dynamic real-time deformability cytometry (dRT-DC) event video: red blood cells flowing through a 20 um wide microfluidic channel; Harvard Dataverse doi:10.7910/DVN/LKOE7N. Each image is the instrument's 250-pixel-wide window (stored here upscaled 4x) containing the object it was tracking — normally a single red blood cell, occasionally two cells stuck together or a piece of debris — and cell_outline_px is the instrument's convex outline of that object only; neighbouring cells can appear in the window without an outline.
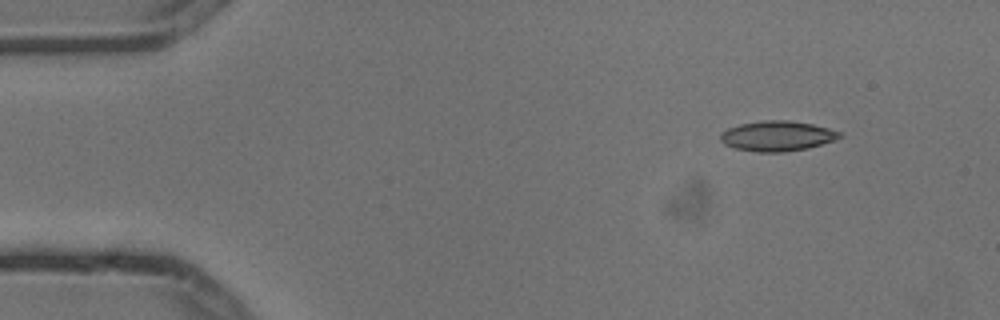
{"species": "common noctule bat (a hibernating species)", "species_latin": "Nyctalus noctula", "temperature_condition": "cold", "stored_images_in_passage": 9, "camera_frame_rate_fps": 3000, "um_per_image_px": 0.085, "animal": {"sex": "male", "body_mass_g": 13.3}, "frame": {"image": 1, "passage_image": 1, "time_ms": 0.0, "image_size_px": [1000, 320], "cell_outline_px": [[844, 136], [808, 148], [784, 152], [756, 152], [736, 148], [724, 144], [720, 140], [720, 132], [728, 128], [740, 124], [764, 120], [788, 120], [812, 124], [828, 128], [840, 132]], "centroid_in_image_um": [66.03, 11.56], "position_along_channel_um": 19.0, "area_um2": 20.87}}
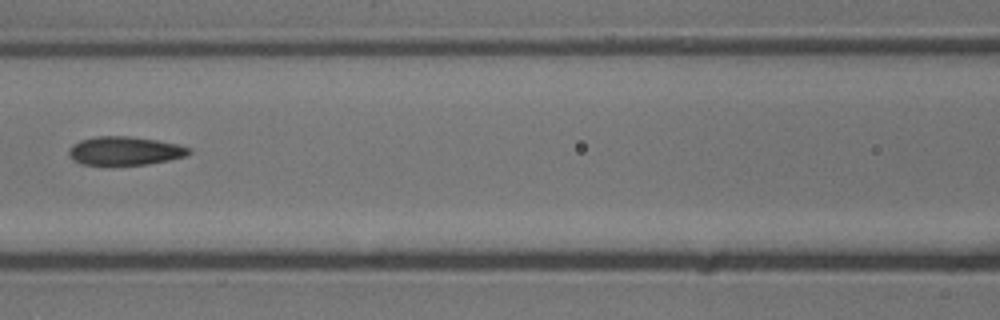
{"frame": {"image": 2, "passage_image": 6, "time_ms": 1.667, "image_size_px": [1000, 320], "cell_outline_px": [[192, 152], [188, 156], [148, 164], [112, 168], [104, 168], [80, 164], [72, 160], [68, 156], [68, 148], [72, 144], [80, 140], [96, 136], [132, 136], [156, 140], [176, 144], [192, 148]], "centroid_in_image_um": [10.54, 12.88], "position_along_channel_um": 156.1, "area_um2": 21.21}}
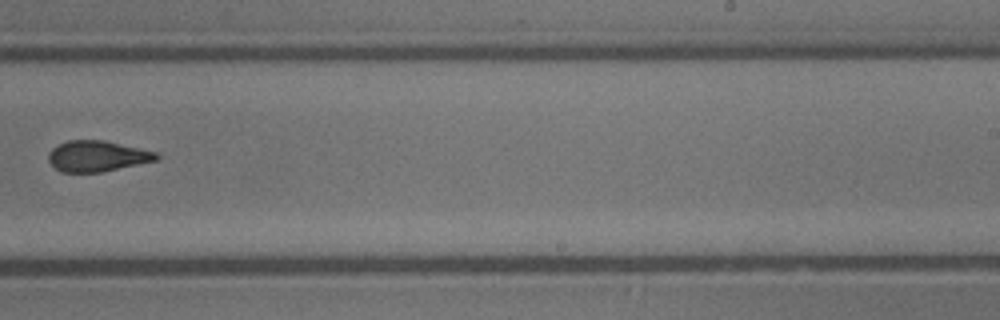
{"frame": {"image": 3, "passage_image": 9, "time_ms": 2.667, "image_size_px": [1000, 320], "cell_outline_px": [[160, 156], [156, 160], [100, 172], [60, 172], [48, 160], [48, 152], [52, 148], [68, 140], [104, 140], [160, 152]], "centroid_in_image_um": [8.27, 13.26], "position_along_channel_um": 280.7, "area_um2": 19.36}}